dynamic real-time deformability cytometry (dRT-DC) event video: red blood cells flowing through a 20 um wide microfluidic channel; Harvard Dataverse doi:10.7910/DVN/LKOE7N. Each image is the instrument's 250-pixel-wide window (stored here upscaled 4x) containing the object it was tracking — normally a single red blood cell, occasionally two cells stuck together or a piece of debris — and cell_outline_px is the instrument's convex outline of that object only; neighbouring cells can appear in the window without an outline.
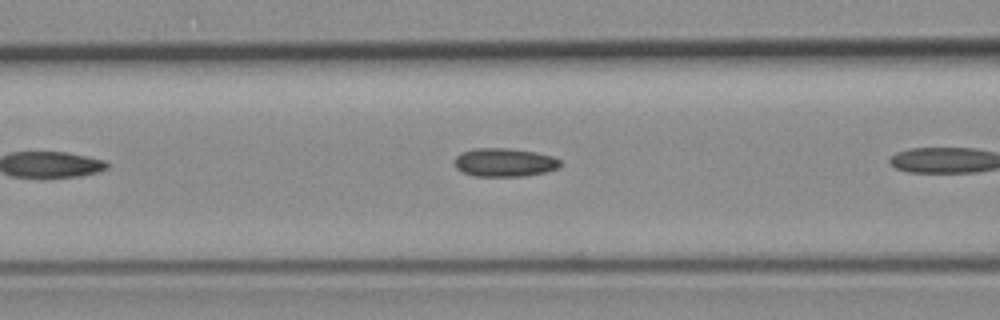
{"species": "common noctule bat (a hibernating species)", "species_latin": "Nyctalus noctula", "temperature_condition": "room temperature", "stored_images_in_passage": 13, "camera_frame_rate_fps": 3000, "um_per_image_px": 0.085, "animal": {"sex": "female", "body_mass_g": 19.3, "forearm_length_mm": 54.1}, "frame": {"image": 1, "passage_image": 8, "time_ms": 2.333, "image_size_px": [1000, 320], "cell_outline_px": [[560, 168], [544, 172], [524, 176], [476, 176], [464, 172], [456, 168], [456, 156], [460, 152], [476, 148], [508, 148], [536, 152], [552, 156], [560, 160]], "centroid_in_image_um": [42.9, 13.8], "position_along_channel_um": 123.7, "area_um2": 17.46}}